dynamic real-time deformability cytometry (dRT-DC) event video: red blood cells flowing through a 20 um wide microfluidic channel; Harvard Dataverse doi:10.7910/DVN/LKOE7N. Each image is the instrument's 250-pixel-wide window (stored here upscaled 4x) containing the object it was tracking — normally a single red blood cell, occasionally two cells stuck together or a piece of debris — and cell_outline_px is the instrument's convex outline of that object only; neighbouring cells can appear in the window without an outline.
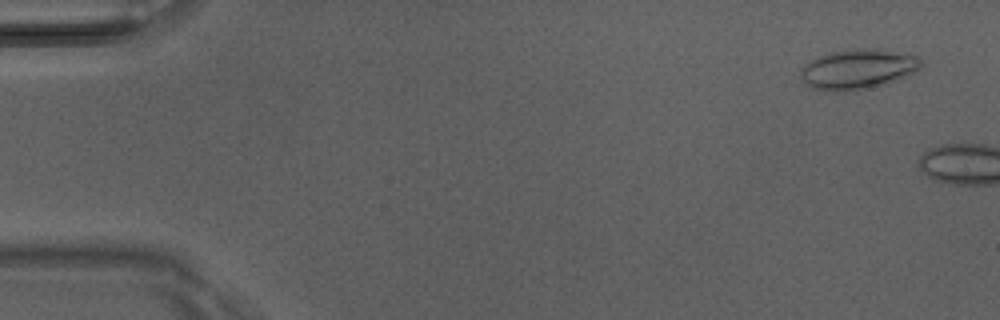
{"species": "Egyptian fruit bat (a non-hibernating species)", "species_latin": "Rousettus aegyptiacus", "temperature_condition": "room temperature", "stored_images_in_passage": 6, "camera_frame_rate_fps": 3000, "um_per_image_px": 0.085, "animal": {"sex": "male"}, "frame": {"image": 1, "passage_image": 3, "time_ms": 0.667, "image_size_px": [1000, 320], "cell_outline_px": [[924, 64], [920, 68], [888, 84], [844, 92], [832, 92], [812, 88], [804, 84], [800, 80], [800, 68], [804, 64], [820, 56], [832, 52], [864, 48], [872, 48], [916, 56]], "centroid_in_image_um": [72.85, 5.91], "position_along_channel_um": 12.1, "area_um2": 27.92}}